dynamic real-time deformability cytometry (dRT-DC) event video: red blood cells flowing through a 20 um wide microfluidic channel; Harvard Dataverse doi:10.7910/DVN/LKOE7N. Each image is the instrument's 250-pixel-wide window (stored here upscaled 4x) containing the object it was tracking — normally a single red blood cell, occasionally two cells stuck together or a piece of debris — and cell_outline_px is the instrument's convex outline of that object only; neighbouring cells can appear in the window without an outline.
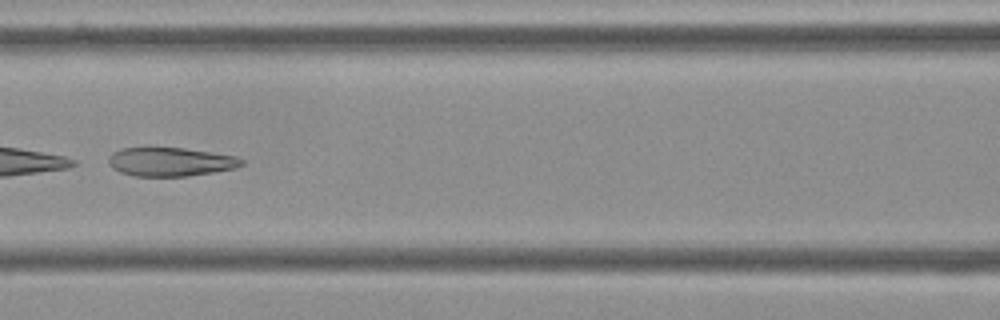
{"species": "Egyptian fruit bat (a non-hibernating species)", "species_latin": "Rousettus aegyptiacus", "temperature_condition": "cold", "stored_images_in_passage": 53, "camera_frame_rate_fps": 3000, "um_per_image_px": 0.085, "frame": {"image": 1, "passage_image": 23, "time_ms": 7.333, "image_size_px": [1000, 320], "cell_outline_px": [[244, 164], [236, 168], [188, 176], [132, 176], [120, 172], [112, 168], [108, 164], [108, 156], [112, 152], [120, 148], [144, 144], [148, 144], [184, 148], [236, 156], [244, 160]], "centroid_in_image_um": [14.39, 13.7], "position_along_channel_um": 152.2, "area_um2": 23.35}}